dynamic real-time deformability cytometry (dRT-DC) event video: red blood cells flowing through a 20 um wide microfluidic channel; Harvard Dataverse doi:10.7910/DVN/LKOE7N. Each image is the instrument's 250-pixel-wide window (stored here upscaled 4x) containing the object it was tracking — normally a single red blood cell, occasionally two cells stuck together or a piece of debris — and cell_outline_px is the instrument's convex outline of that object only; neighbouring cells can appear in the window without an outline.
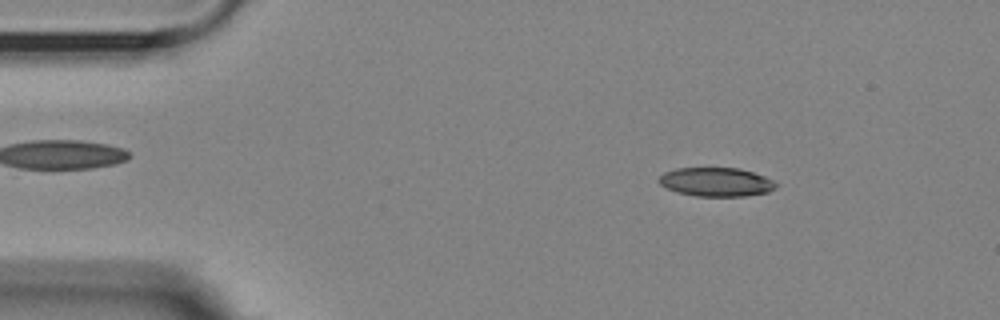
{"species": "Egyptian fruit bat (a non-hibernating species)", "species_latin": "Rousettus aegyptiacus", "temperature_condition": "room temperature", "stored_images_in_passage": 52, "camera_frame_rate_fps": 3000, "um_per_image_px": 0.085, "animal": {"sex": "female"}, "frame": {"image": 1, "passage_image": 5, "time_ms": 1.333, "image_size_px": [1000, 320], "cell_outline_px": [[776, 188], [768, 192], [744, 196], [696, 196], [676, 192], [660, 184], [656, 180], [664, 172], [676, 168], [740, 168], [764, 176], [772, 180], [776, 184]], "centroid_in_image_um": [60.85, 15.47], "position_along_channel_um": 24.2, "area_um2": 19.65}}
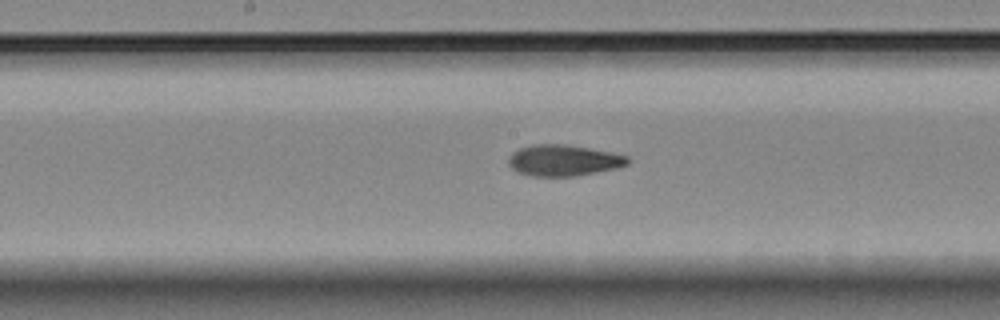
{"frame": {"image": 2, "passage_image": 25, "time_ms": 8.0, "image_size_px": [1000, 320], "cell_outline_px": [[628, 164], [616, 168], [576, 176], [532, 176], [516, 172], [508, 164], [508, 156], [512, 152], [520, 148], [532, 144], [568, 144], [612, 152], [628, 156]], "centroid_in_image_um": [47.87, 13.62], "position_along_channel_um": 200.3, "area_um2": 21.79}}
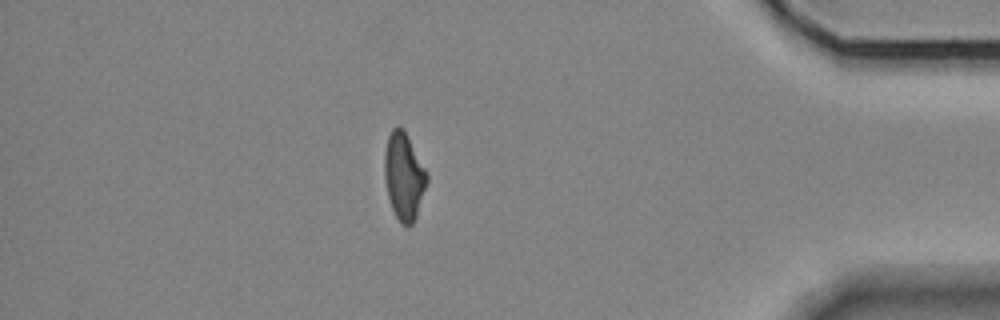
{"frame": {"image": 3, "passage_image": 45, "time_ms": 14.667, "image_size_px": [1000, 320], "cell_outline_px": [[428, 180], [416, 216], [412, 224], [400, 224], [392, 208], [388, 196], [384, 176], [384, 152], [388, 136], [392, 128], [396, 124], [400, 124], [404, 128], [428, 172]], "centroid_in_image_um": [34.33, 14.9], "position_along_channel_um": 400.9, "area_um2": 21.79}, "authors_computed_cell_mechanics": {"area_um2": 21.3282, "velocity_mm_per_s": 3.5944, "shape_relaxation_time_tau1_ms": 5.8492, "shape_relaxation_time_tau2_ms": 3.3765, "deformation_change_tau1": 0.1601, "deformation_change_tau2": 0.1026}}